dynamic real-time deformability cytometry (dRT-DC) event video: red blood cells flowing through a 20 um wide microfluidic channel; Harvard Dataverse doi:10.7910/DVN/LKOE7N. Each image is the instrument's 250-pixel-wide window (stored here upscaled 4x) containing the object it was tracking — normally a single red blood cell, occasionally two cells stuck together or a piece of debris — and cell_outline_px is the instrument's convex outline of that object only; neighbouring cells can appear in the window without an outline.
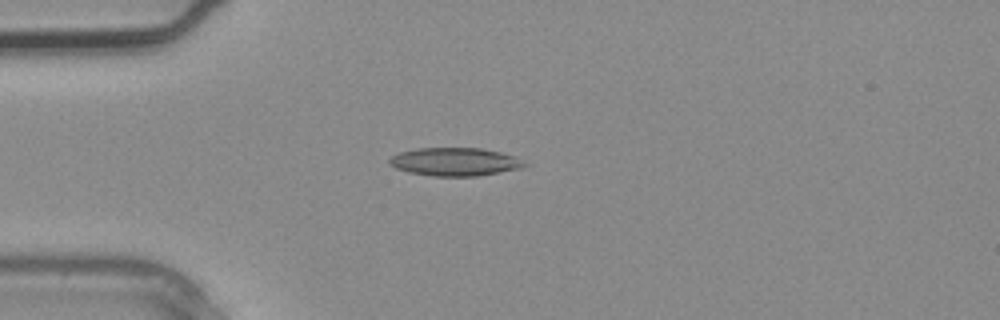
{"species": "common noctule bat (a hibernating species)", "species_latin": "Nyctalus noctula", "temperature_condition": "warm", "stored_images_in_passage": 2, "camera_frame_rate_fps": 3000, "um_per_image_px": 0.085, "animal": {"sex": "male", "body_mass_g": 20.4}, "frame": {"image": 1, "passage_image": 2, "time_ms": 0.333, "image_size_px": [1000, 320], "cell_outline_px": [[528, 164], [520, 168], [476, 176], [432, 176], [408, 172], [396, 168], [388, 164], [388, 160], [392, 156], [400, 152], [416, 148], [480, 148], [500, 152], [512, 156]], "centroid_in_image_um": [38.6, 13.75], "position_along_channel_um": 46.4, "area_um2": 21.96}}